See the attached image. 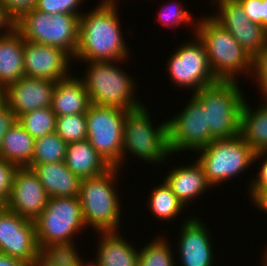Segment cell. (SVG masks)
I'll return each mask as SVG.
<instances>
[{
  "instance_id": "6da1fadb",
  "label": "cell",
  "mask_w": 267,
  "mask_h": 266,
  "mask_svg": "<svg viewBox=\"0 0 267 266\" xmlns=\"http://www.w3.org/2000/svg\"><path fill=\"white\" fill-rule=\"evenodd\" d=\"M100 2L92 12L79 17L78 47L74 60L116 62L130 55L121 32L117 5Z\"/></svg>"
},
{
  "instance_id": "7a4b0ae2",
  "label": "cell",
  "mask_w": 267,
  "mask_h": 266,
  "mask_svg": "<svg viewBox=\"0 0 267 266\" xmlns=\"http://www.w3.org/2000/svg\"><path fill=\"white\" fill-rule=\"evenodd\" d=\"M195 24V35L203 43L212 72L218 80L238 81L240 73L252 74V58L231 33L213 17L207 16Z\"/></svg>"
},
{
  "instance_id": "3957f363",
  "label": "cell",
  "mask_w": 267,
  "mask_h": 266,
  "mask_svg": "<svg viewBox=\"0 0 267 266\" xmlns=\"http://www.w3.org/2000/svg\"><path fill=\"white\" fill-rule=\"evenodd\" d=\"M238 84L235 80H218L193 93L205 109L206 126L213 139L240 134L241 110L246 98Z\"/></svg>"
},
{
  "instance_id": "277c9868",
  "label": "cell",
  "mask_w": 267,
  "mask_h": 266,
  "mask_svg": "<svg viewBox=\"0 0 267 266\" xmlns=\"http://www.w3.org/2000/svg\"><path fill=\"white\" fill-rule=\"evenodd\" d=\"M120 170L112 167L102 175L81 179L78 197L87 228L89 225L100 233L118 232L121 198L113 186Z\"/></svg>"
},
{
  "instance_id": "5b68a950",
  "label": "cell",
  "mask_w": 267,
  "mask_h": 266,
  "mask_svg": "<svg viewBox=\"0 0 267 266\" xmlns=\"http://www.w3.org/2000/svg\"><path fill=\"white\" fill-rule=\"evenodd\" d=\"M124 61H89L85 78L83 76L80 79L84 82L91 103L126 111L144 105L134 96V78L120 69L121 66L118 67V64Z\"/></svg>"
},
{
  "instance_id": "8992f818",
  "label": "cell",
  "mask_w": 267,
  "mask_h": 266,
  "mask_svg": "<svg viewBox=\"0 0 267 266\" xmlns=\"http://www.w3.org/2000/svg\"><path fill=\"white\" fill-rule=\"evenodd\" d=\"M145 105L128 111L123 125V151L121 165L126 159V153L142 159L150 164L164 162L171 154L168 147V121L159 123L153 128L152 120ZM153 125V126H152Z\"/></svg>"
},
{
  "instance_id": "52a82bcc",
  "label": "cell",
  "mask_w": 267,
  "mask_h": 266,
  "mask_svg": "<svg viewBox=\"0 0 267 266\" xmlns=\"http://www.w3.org/2000/svg\"><path fill=\"white\" fill-rule=\"evenodd\" d=\"M79 17L48 14L33 8L15 20V30L24 41L59 47L73 59L78 47Z\"/></svg>"
},
{
  "instance_id": "ba28073f",
  "label": "cell",
  "mask_w": 267,
  "mask_h": 266,
  "mask_svg": "<svg viewBox=\"0 0 267 266\" xmlns=\"http://www.w3.org/2000/svg\"><path fill=\"white\" fill-rule=\"evenodd\" d=\"M207 182L212 186L224 183L244 172L267 152H254L241 135L229 139H213L207 146L197 150Z\"/></svg>"
},
{
  "instance_id": "9c48e42d",
  "label": "cell",
  "mask_w": 267,
  "mask_h": 266,
  "mask_svg": "<svg viewBox=\"0 0 267 266\" xmlns=\"http://www.w3.org/2000/svg\"><path fill=\"white\" fill-rule=\"evenodd\" d=\"M34 223L40 249L55 242L74 241L73 236L87 228L79 197L49 198Z\"/></svg>"
},
{
  "instance_id": "30bf717a",
  "label": "cell",
  "mask_w": 267,
  "mask_h": 266,
  "mask_svg": "<svg viewBox=\"0 0 267 266\" xmlns=\"http://www.w3.org/2000/svg\"><path fill=\"white\" fill-rule=\"evenodd\" d=\"M128 111L90 104L85 113L87 140L111 167H120L123 151V125Z\"/></svg>"
},
{
  "instance_id": "8fae6325",
  "label": "cell",
  "mask_w": 267,
  "mask_h": 266,
  "mask_svg": "<svg viewBox=\"0 0 267 266\" xmlns=\"http://www.w3.org/2000/svg\"><path fill=\"white\" fill-rule=\"evenodd\" d=\"M166 65L174 85L193 88V93L218 81L211 70L206 49L197 36L194 41L182 43Z\"/></svg>"
},
{
  "instance_id": "7c38bea8",
  "label": "cell",
  "mask_w": 267,
  "mask_h": 266,
  "mask_svg": "<svg viewBox=\"0 0 267 266\" xmlns=\"http://www.w3.org/2000/svg\"><path fill=\"white\" fill-rule=\"evenodd\" d=\"M212 140L210 128L206 126L205 109L193 94L182 112L168 119V147L171 155L188 149L197 151Z\"/></svg>"
},
{
  "instance_id": "4fadbf2b",
  "label": "cell",
  "mask_w": 267,
  "mask_h": 266,
  "mask_svg": "<svg viewBox=\"0 0 267 266\" xmlns=\"http://www.w3.org/2000/svg\"><path fill=\"white\" fill-rule=\"evenodd\" d=\"M0 253L28 264L40 254L34 221L4 205L0 208Z\"/></svg>"
},
{
  "instance_id": "5bb4252c",
  "label": "cell",
  "mask_w": 267,
  "mask_h": 266,
  "mask_svg": "<svg viewBox=\"0 0 267 266\" xmlns=\"http://www.w3.org/2000/svg\"><path fill=\"white\" fill-rule=\"evenodd\" d=\"M219 13L213 18L227 29L244 51L253 59L267 44V31L250 21L237 0H215Z\"/></svg>"
},
{
  "instance_id": "9a60e30c",
  "label": "cell",
  "mask_w": 267,
  "mask_h": 266,
  "mask_svg": "<svg viewBox=\"0 0 267 266\" xmlns=\"http://www.w3.org/2000/svg\"><path fill=\"white\" fill-rule=\"evenodd\" d=\"M48 200L49 196L33 169L19 167L14 174L10 197L4 206L34 221L44 211Z\"/></svg>"
},
{
  "instance_id": "2e32d148",
  "label": "cell",
  "mask_w": 267,
  "mask_h": 266,
  "mask_svg": "<svg viewBox=\"0 0 267 266\" xmlns=\"http://www.w3.org/2000/svg\"><path fill=\"white\" fill-rule=\"evenodd\" d=\"M71 56L56 46L24 41L25 76L57 82L71 76Z\"/></svg>"
},
{
  "instance_id": "e0dca14e",
  "label": "cell",
  "mask_w": 267,
  "mask_h": 266,
  "mask_svg": "<svg viewBox=\"0 0 267 266\" xmlns=\"http://www.w3.org/2000/svg\"><path fill=\"white\" fill-rule=\"evenodd\" d=\"M56 82L22 77L3 89V102L18 118L27 112L51 107Z\"/></svg>"
},
{
  "instance_id": "ac0fdd59",
  "label": "cell",
  "mask_w": 267,
  "mask_h": 266,
  "mask_svg": "<svg viewBox=\"0 0 267 266\" xmlns=\"http://www.w3.org/2000/svg\"><path fill=\"white\" fill-rule=\"evenodd\" d=\"M183 222L177 245L181 266H212L213 246L204 222L195 216Z\"/></svg>"
},
{
  "instance_id": "d6986e66",
  "label": "cell",
  "mask_w": 267,
  "mask_h": 266,
  "mask_svg": "<svg viewBox=\"0 0 267 266\" xmlns=\"http://www.w3.org/2000/svg\"><path fill=\"white\" fill-rule=\"evenodd\" d=\"M172 169L164 181L184 206L212 187L207 182L204 169L197 159L191 165L177 168L175 166Z\"/></svg>"
},
{
  "instance_id": "ffe728a7",
  "label": "cell",
  "mask_w": 267,
  "mask_h": 266,
  "mask_svg": "<svg viewBox=\"0 0 267 266\" xmlns=\"http://www.w3.org/2000/svg\"><path fill=\"white\" fill-rule=\"evenodd\" d=\"M33 171L49 198L78 197L81 179L68 169L65 161L37 164Z\"/></svg>"
},
{
  "instance_id": "44dd1931",
  "label": "cell",
  "mask_w": 267,
  "mask_h": 266,
  "mask_svg": "<svg viewBox=\"0 0 267 266\" xmlns=\"http://www.w3.org/2000/svg\"><path fill=\"white\" fill-rule=\"evenodd\" d=\"M25 77L24 39L14 29L10 33L0 32V88Z\"/></svg>"
},
{
  "instance_id": "7402d4cb",
  "label": "cell",
  "mask_w": 267,
  "mask_h": 266,
  "mask_svg": "<svg viewBox=\"0 0 267 266\" xmlns=\"http://www.w3.org/2000/svg\"><path fill=\"white\" fill-rule=\"evenodd\" d=\"M91 104L84 82L69 76L56 82L51 109L58 116L86 113Z\"/></svg>"
},
{
  "instance_id": "603a6c76",
  "label": "cell",
  "mask_w": 267,
  "mask_h": 266,
  "mask_svg": "<svg viewBox=\"0 0 267 266\" xmlns=\"http://www.w3.org/2000/svg\"><path fill=\"white\" fill-rule=\"evenodd\" d=\"M65 164L80 179L102 175L112 168L87 139L67 143Z\"/></svg>"
},
{
  "instance_id": "cb8c5ba5",
  "label": "cell",
  "mask_w": 267,
  "mask_h": 266,
  "mask_svg": "<svg viewBox=\"0 0 267 266\" xmlns=\"http://www.w3.org/2000/svg\"><path fill=\"white\" fill-rule=\"evenodd\" d=\"M96 259L100 266H139V251L118 232H101Z\"/></svg>"
},
{
  "instance_id": "d4e9b609",
  "label": "cell",
  "mask_w": 267,
  "mask_h": 266,
  "mask_svg": "<svg viewBox=\"0 0 267 266\" xmlns=\"http://www.w3.org/2000/svg\"><path fill=\"white\" fill-rule=\"evenodd\" d=\"M253 111L245 100L241 110L240 135L254 152H267V98Z\"/></svg>"
},
{
  "instance_id": "484cf974",
  "label": "cell",
  "mask_w": 267,
  "mask_h": 266,
  "mask_svg": "<svg viewBox=\"0 0 267 266\" xmlns=\"http://www.w3.org/2000/svg\"><path fill=\"white\" fill-rule=\"evenodd\" d=\"M34 146L35 139L17 121L3 137L0 157L18 167H27L31 163Z\"/></svg>"
},
{
  "instance_id": "4316f807",
  "label": "cell",
  "mask_w": 267,
  "mask_h": 266,
  "mask_svg": "<svg viewBox=\"0 0 267 266\" xmlns=\"http://www.w3.org/2000/svg\"><path fill=\"white\" fill-rule=\"evenodd\" d=\"M149 196V201L147 203L152 214L155 215L157 219L159 218L163 221H170L172 218L175 219L184 208V205L165 181L154 188Z\"/></svg>"
},
{
  "instance_id": "83f0119b",
  "label": "cell",
  "mask_w": 267,
  "mask_h": 266,
  "mask_svg": "<svg viewBox=\"0 0 267 266\" xmlns=\"http://www.w3.org/2000/svg\"><path fill=\"white\" fill-rule=\"evenodd\" d=\"M67 143L56 133L35 139L34 153L27 168L37 164L65 161Z\"/></svg>"
},
{
  "instance_id": "f1b7e54d",
  "label": "cell",
  "mask_w": 267,
  "mask_h": 266,
  "mask_svg": "<svg viewBox=\"0 0 267 266\" xmlns=\"http://www.w3.org/2000/svg\"><path fill=\"white\" fill-rule=\"evenodd\" d=\"M17 121L34 139L56 132L57 115L51 107L27 112L20 115Z\"/></svg>"
},
{
  "instance_id": "f546056e",
  "label": "cell",
  "mask_w": 267,
  "mask_h": 266,
  "mask_svg": "<svg viewBox=\"0 0 267 266\" xmlns=\"http://www.w3.org/2000/svg\"><path fill=\"white\" fill-rule=\"evenodd\" d=\"M155 239L139 250V266H175L171 245L163 237Z\"/></svg>"
},
{
  "instance_id": "4dcf8cb0",
  "label": "cell",
  "mask_w": 267,
  "mask_h": 266,
  "mask_svg": "<svg viewBox=\"0 0 267 266\" xmlns=\"http://www.w3.org/2000/svg\"><path fill=\"white\" fill-rule=\"evenodd\" d=\"M73 244V241H68L43 246L40 255L55 266H80L82 260Z\"/></svg>"
},
{
  "instance_id": "1f68e13d",
  "label": "cell",
  "mask_w": 267,
  "mask_h": 266,
  "mask_svg": "<svg viewBox=\"0 0 267 266\" xmlns=\"http://www.w3.org/2000/svg\"><path fill=\"white\" fill-rule=\"evenodd\" d=\"M87 128L85 113L57 117L56 133L66 143L86 140Z\"/></svg>"
},
{
  "instance_id": "d6a6232c",
  "label": "cell",
  "mask_w": 267,
  "mask_h": 266,
  "mask_svg": "<svg viewBox=\"0 0 267 266\" xmlns=\"http://www.w3.org/2000/svg\"><path fill=\"white\" fill-rule=\"evenodd\" d=\"M83 0H36L35 9L48 14H70L81 16L78 6Z\"/></svg>"
},
{
  "instance_id": "836d02e7",
  "label": "cell",
  "mask_w": 267,
  "mask_h": 266,
  "mask_svg": "<svg viewBox=\"0 0 267 266\" xmlns=\"http://www.w3.org/2000/svg\"><path fill=\"white\" fill-rule=\"evenodd\" d=\"M158 20L164 26H178L186 22H191L192 17H190L189 12L184 9V5L171 3V5H163L161 11L158 13Z\"/></svg>"
},
{
  "instance_id": "e575fe53",
  "label": "cell",
  "mask_w": 267,
  "mask_h": 266,
  "mask_svg": "<svg viewBox=\"0 0 267 266\" xmlns=\"http://www.w3.org/2000/svg\"><path fill=\"white\" fill-rule=\"evenodd\" d=\"M18 168L16 164L0 157V202L3 205L10 197L14 174Z\"/></svg>"
},
{
  "instance_id": "d590c367",
  "label": "cell",
  "mask_w": 267,
  "mask_h": 266,
  "mask_svg": "<svg viewBox=\"0 0 267 266\" xmlns=\"http://www.w3.org/2000/svg\"><path fill=\"white\" fill-rule=\"evenodd\" d=\"M262 94L267 92V44L252 60V74ZM257 80V81H256Z\"/></svg>"
},
{
  "instance_id": "8d00e7d4",
  "label": "cell",
  "mask_w": 267,
  "mask_h": 266,
  "mask_svg": "<svg viewBox=\"0 0 267 266\" xmlns=\"http://www.w3.org/2000/svg\"><path fill=\"white\" fill-rule=\"evenodd\" d=\"M8 13L16 20L21 14L35 8L36 0H1Z\"/></svg>"
},
{
  "instance_id": "74e56055",
  "label": "cell",
  "mask_w": 267,
  "mask_h": 266,
  "mask_svg": "<svg viewBox=\"0 0 267 266\" xmlns=\"http://www.w3.org/2000/svg\"><path fill=\"white\" fill-rule=\"evenodd\" d=\"M16 122L15 113L3 103L0 107V148L3 137Z\"/></svg>"
},
{
  "instance_id": "f35d334b",
  "label": "cell",
  "mask_w": 267,
  "mask_h": 266,
  "mask_svg": "<svg viewBox=\"0 0 267 266\" xmlns=\"http://www.w3.org/2000/svg\"><path fill=\"white\" fill-rule=\"evenodd\" d=\"M250 21L261 25V5L262 0H237Z\"/></svg>"
},
{
  "instance_id": "ab89813d",
  "label": "cell",
  "mask_w": 267,
  "mask_h": 266,
  "mask_svg": "<svg viewBox=\"0 0 267 266\" xmlns=\"http://www.w3.org/2000/svg\"><path fill=\"white\" fill-rule=\"evenodd\" d=\"M249 194L255 207L267 213V187L262 189H250Z\"/></svg>"
},
{
  "instance_id": "60d3db41",
  "label": "cell",
  "mask_w": 267,
  "mask_h": 266,
  "mask_svg": "<svg viewBox=\"0 0 267 266\" xmlns=\"http://www.w3.org/2000/svg\"><path fill=\"white\" fill-rule=\"evenodd\" d=\"M6 29V33H10L15 29V19L8 13L5 5L0 0V30Z\"/></svg>"
},
{
  "instance_id": "b9f144b4",
  "label": "cell",
  "mask_w": 267,
  "mask_h": 266,
  "mask_svg": "<svg viewBox=\"0 0 267 266\" xmlns=\"http://www.w3.org/2000/svg\"><path fill=\"white\" fill-rule=\"evenodd\" d=\"M259 169L258 175L250 182L251 186L249 189H262L267 187V156Z\"/></svg>"
},
{
  "instance_id": "7bdbcfd3",
  "label": "cell",
  "mask_w": 267,
  "mask_h": 266,
  "mask_svg": "<svg viewBox=\"0 0 267 266\" xmlns=\"http://www.w3.org/2000/svg\"><path fill=\"white\" fill-rule=\"evenodd\" d=\"M0 266H28V263L0 253Z\"/></svg>"
},
{
  "instance_id": "ee69618b",
  "label": "cell",
  "mask_w": 267,
  "mask_h": 266,
  "mask_svg": "<svg viewBox=\"0 0 267 266\" xmlns=\"http://www.w3.org/2000/svg\"><path fill=\"white\" fill-rule=\"evenodd\" d=\"M261 26L267 31V0H262Z\"/></svg>"
},
{
  "instance_id": "f6af8a7d",
  "label": "cell",
  "mask_w": 267,
  "mask_h": 266,
  "mask_svg": "<svg viewBox=\"0 0 267 266\" xmlns=\"http://www.w3.org/2000/svg\"><path fill=\"white\" fill-rule=\"evenodd\" d=\"M28 266H55L44 259L40 254L31 261Z\"/></svg>"
},
{
  "instance_id": "bcb514c9",
  "label": "cell",
  "mask_w": 267,
  "mask_h": 266,
  "mask_svg": "<svg viewBox=\"0 0 267 266\" xmlns=\"http://www.w3.org/2000/svg\"><path fill=\"white\" fill-rule=\"evenodd\" d=\"M88 264V265H87ZM80 266H100L99 265V263H98V261L96 260H94V262L92 261L90 264L88 263V261H87V263H83V262H81V265Z\"/></svg>"
},
{
  "instance_id": "7dc6e473",
  "label": "cell",
  "mask_w": 267,
  "mask_h": 266,
  "mask_svg": "<svg viewBox=\"0 0 267 266\" xmlns=\"http://www.w3.org/2000/svg\"><path fill=\"white\" fill-rule=\"evenodd\" d=\"M3 103V89L0 88V107Z\"/></svg>"
},
{
  "instance_id": "c3c4849f",
  "label": "cell",
  "mask_w": 267,
  "mask_h": 266,
  "mask_svg": "<svg viewBox=\"0 0 267 266\" xmlns=\"http://www.w3.org/2000/svg\"><path fill=\"white\" fill-rule=\"evenodd\" d=\"M103 2L105 3H109V4H114V5H117V1L116 0H102Z\"/></svg>"
},
{
  "instance_id": "681fc988",
  "label": "cell",
  "mask_w": 267,
  "mask_h": 266,
  "mask_svg": "<svg viewBox=\"0 0 267 266\" xmlns=\"http://www.w3.org/2000/svg\"><path fill=\"white\" fill-rule=\"evenodd\" d=\"M266 249H267V247H266ZM265 256H264V260L267 262V251L265 252V254H264Z\"/></svg>"
},
{
  "instance_id": "f907efd6",
  "label": "cell",
  "mask_w": 267,
  "mask_h": 266,
  "mask_svg": "<svg viewBox=\"0 0 267 266\" xmlns=\"http://www.w3.org/2000/svg\"><path fill=\"white\" fill-rule=\"evenodd\" d=\"M263 262L265 263H263V266H267V262L265 260H263Z\"/></svg>"
}]
</instances>
